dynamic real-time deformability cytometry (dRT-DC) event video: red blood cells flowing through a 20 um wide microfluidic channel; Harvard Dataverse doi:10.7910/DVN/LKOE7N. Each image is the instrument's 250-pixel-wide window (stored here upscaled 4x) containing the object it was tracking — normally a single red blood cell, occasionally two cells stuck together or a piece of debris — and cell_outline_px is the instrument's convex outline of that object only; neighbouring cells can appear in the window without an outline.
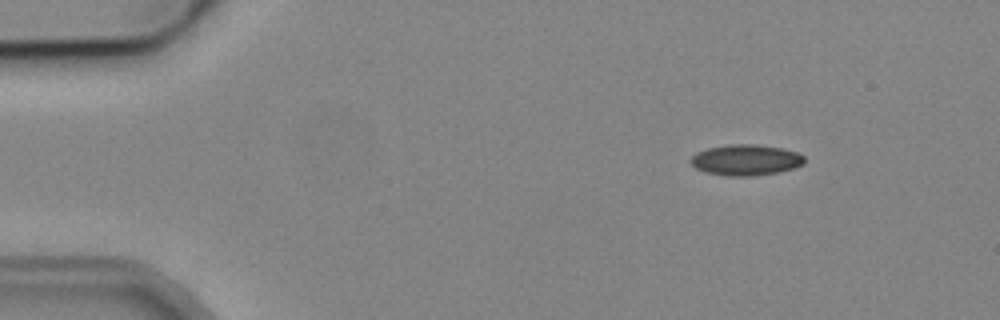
{"species": "common noctule bat (a hibernating species)", "species_latin": "Nyctalus noctula", "temperature_condition": "cold", "stored_images_in_passage": 7, "camera_frame_rate_fps": 3000, "um_per_image_px": 0.085, "animal": {"sex": "male", "body_mass_g": 19.2, "forearm_length_mm": 51.8}, "frame": {"image": 1, "passage_image": 2, "time_ms": 1.333, "image_size_px": [1000, 320], "cell_outline_px": [[804, 164], [792, 168], [776, 172], [748, 176], [728, 176], [708, 172], [696, 168], [692, 164], [692, 156], [696, 152], [708, 148], [732, 144], [756, 144], [780, 148], [796, 152], [804, 156]], "centroid_in_image_um": [63.4, 13.59], "position_along_channel_um": 21.6, "area_um2": 20.06}}
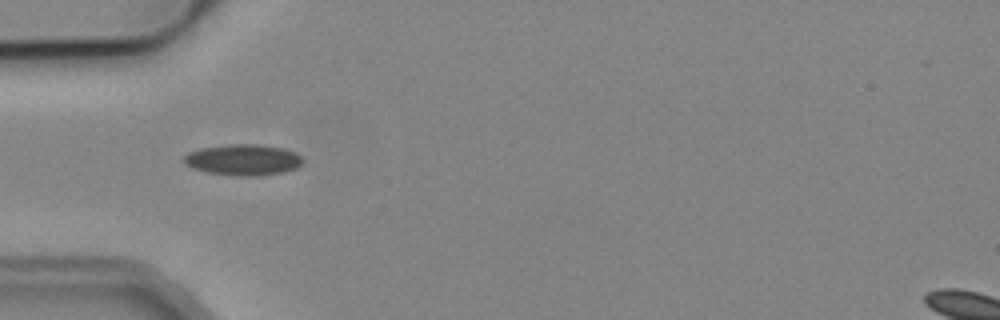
{"frame": {"image": 2, "passage_image": 5, "time_ms": 4.667, "image_size_px": [1000, 320], "cell_outline_px": [[304, 160], [296, 168], [284, 172], [256, 176], [240, 176], [208, 172], [192, 168], [184, 164], [184, 156], [188, 152], [200, 148], [228, 144], [260, 144], [284, 148], [296, 152]], "centroid_in_image_um": [20.67, 13.57], "position_along_channel_um": 64.3, "area_um2": 21.62}}